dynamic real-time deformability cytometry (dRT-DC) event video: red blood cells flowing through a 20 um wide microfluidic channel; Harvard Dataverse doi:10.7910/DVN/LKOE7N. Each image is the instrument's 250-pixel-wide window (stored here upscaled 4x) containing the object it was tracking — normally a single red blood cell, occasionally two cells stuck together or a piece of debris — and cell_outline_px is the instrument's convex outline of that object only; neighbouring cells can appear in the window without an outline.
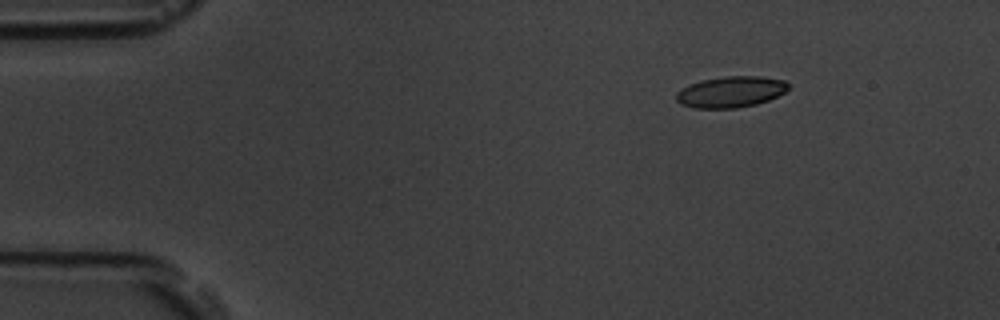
{"species": "common noctule bat (a hibernating species)", "species_latin": "Nyctalus noctula", "temperature_condition": "room temperature", "stored_images_in_passage": 48, "camera_frame_rate_fps": 3000, "um_per_image_px": 0.085, "animal": {"sex": "male", "body_mass_g": 19.5, "forearm_length_mm": 54.6}, "frame": {"image": 1, "passage_image": 1, "time_ms": 0.0, "image_size_px": [1000, 320], "cell_outline_px": [[788, 88], [784, 92], [768, 100], [756, 104], [736, 108], [692, 108], [680, 104], [676, 100], [676, 92], [700, 80], [724, 76], [760, 76], [784, 80], [788, 84]], "centroid_in_image_um": [62.1, 7.81], "position_along_channel_um": 22.9, "area_um2": 20.23}}
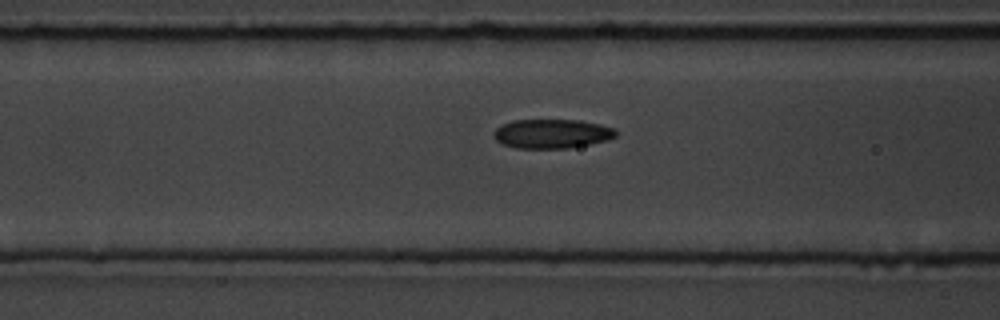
{"frame": {"image": 2, "passage_image": 15, "time_ms": 4.667, "image_size_px": [1000, 320], "cell_outline_px": [[616, 136], [608, 140], [568, 148], [516, 148], [504, 144], [496, 140], [496, 128], [500, 124], [512, 120], [580, 120], [600, 124], [616, 128]], "centroid_in_image_um": [46.94, 11.35], "position_along_channel_um": 119.7, "area_um2": 20.69}}
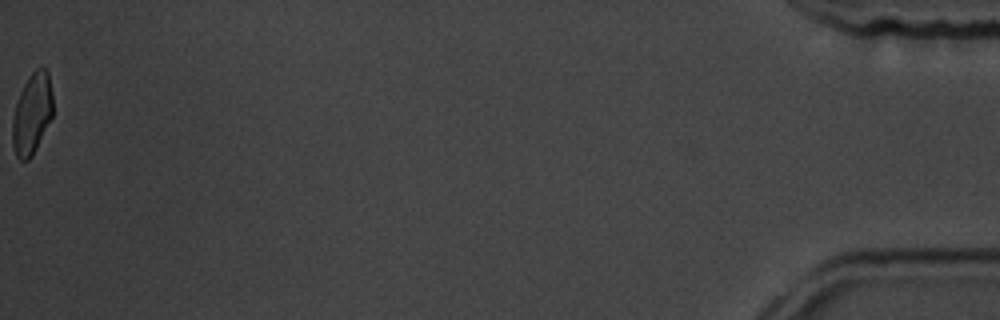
{"frame": {"image": 3, "passage_image": 48, "time_ms": 15.667, "image_size_px": [1000, 320], "cell_outline_px": [[52, 116], [32, 156], [28, 160], [20, 160], [16, 156], [12, 144], [12, 120], [16, 104], [20, 92], [28, 76], [36, 68], [48, 68], [52, 92]], "centroid_in_image_um": [2.72, 9.64], "position_along_channel_um": 432.5, "area_um2": 19.07}, "authors_computed_cell_mechanics": {"area_um2": 20.6924, "velocity_mm_per_s": 3.7732, "shape_relaxation_time_tau1_ms": 4.6852, "shape_relaxation_time_tau2_ms": 1.8157, "deformation_change_tau1": 0.1288, "deformation_change_tau2": 0.0643}}